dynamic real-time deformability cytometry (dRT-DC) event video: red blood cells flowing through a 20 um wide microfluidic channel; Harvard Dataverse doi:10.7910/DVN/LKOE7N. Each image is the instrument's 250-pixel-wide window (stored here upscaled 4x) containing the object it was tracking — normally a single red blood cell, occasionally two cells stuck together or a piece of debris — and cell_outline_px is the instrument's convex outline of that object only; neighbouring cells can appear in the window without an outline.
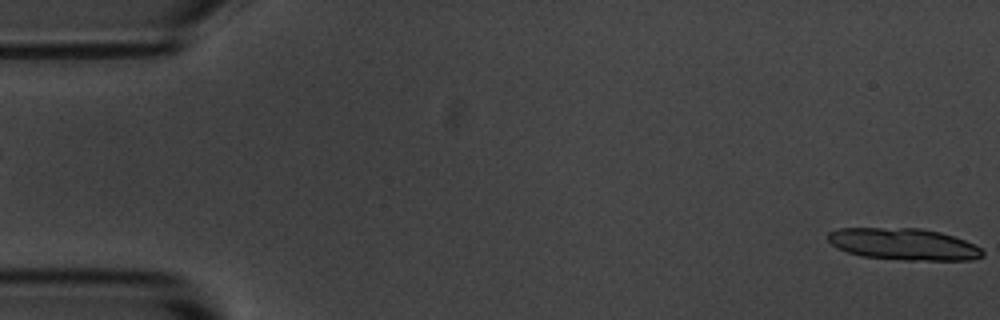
{"species": "common noctule bat (a hibernating species)", "species_latin": "Nyctalus noctula", "temperature_condition": "room temperature", "stored_images_in_passage": 2, "segment_of_instrument_passage": [2, 2], "camera_frame_rate_fps": 3000, "um_per_image_px": 0.085, "animal": {"sex": "male", "body_mass_g": 20.1, "forearm_length_mm": 53.5}, "frame": {"image": 1, "passage_image": 2, "time_ms": 1.0, "image_size_px": [1000, 320], "cell_outline_px": [[984, 256], [972, 260], [904, 260], [860, 256], [836, 248], [828, 240], [828, 232], [840, 228], [920, 228], [940, 232], [964, 240], [980, 248], [984, 252]], "centroid_in_image_um": [76.79, 20.76], "position_along_channel_um": 8.2, "area_um2": 28.61}}